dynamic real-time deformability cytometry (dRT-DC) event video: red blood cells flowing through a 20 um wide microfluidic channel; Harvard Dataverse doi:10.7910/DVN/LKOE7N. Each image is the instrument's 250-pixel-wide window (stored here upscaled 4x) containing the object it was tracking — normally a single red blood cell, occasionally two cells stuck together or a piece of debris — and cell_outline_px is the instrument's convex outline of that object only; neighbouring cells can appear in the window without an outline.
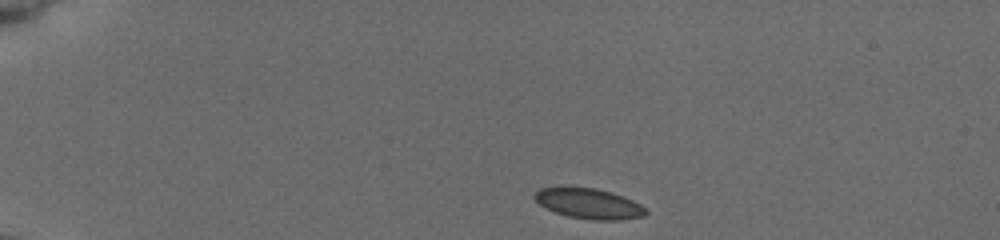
{"species": "common noctule bat (a hibernating species)", "species_latin": "Nyctalus noctula", "temperature_condition": "cold", "stored_images_in_passage": 5, "camera_frame_rate_fps": 3000, "um_per_image_px": 0.085, "animal": {"sex": "female", "body_mass_g": 19.5, "forearm_length_mm": 54.1}, "frame": {"image": 1, "passage_image": 1, "time_ms": 0.0, "image_size_px": [1000, 240], "cell_outline_px": [[648, 212], [644, 216], [620, 220], [592, 220], [568, 216], [544, 208], [532, 196], [540, 188], [560, 184], [596, 188], [612, 192], [624, 196], [640, 204]], "centroid_in_image_um": [50.0, 17.26], "position_along_channel_um": 35.0, "area_um2": 20.29}}
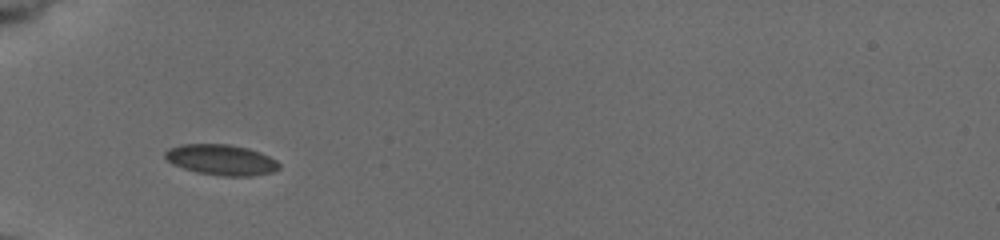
{"frame": {"image": 2, "passage_image": 4, "time_ms": 2.667, "image_size_px": [1000, 240], "cell_outline_px": [[280, 168], [272, 172], [252, 176], [220, 176], [196, 172], [172, 164], [164, 156], [164, 152], [168, 148], [180, 144], [228, 144], [248, 148], [260, 152], [276, 160], [280, 164]], "centroid_in_image_um": [18.8, 13.58], "position_along_channel_um": 66.2, "area_um2": 20.46}}
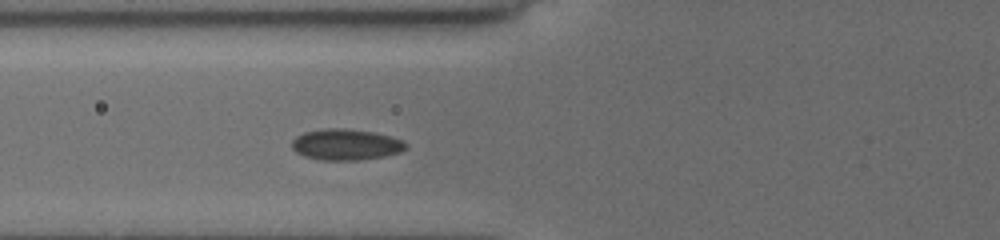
{"frame": {"image": 3, "passage_image": 5, "time_ms": 3.667, "image_size_px": [1000, 240], "cell_outline_px": [[408, 148], [400, 152], [384, 156], [360, 160], [320, 160], [304, 156], [296, 152], [292, 148], [292, 140], [296, 136], [304, 132], [324, 128], [348, 128], [372, 132], [392, 136], [404, 140], [408, 144]], "centroid_in_image_um": [29.42, 12.28], "position_along_channel_um": 96.4, "area_um2": 20.92}}